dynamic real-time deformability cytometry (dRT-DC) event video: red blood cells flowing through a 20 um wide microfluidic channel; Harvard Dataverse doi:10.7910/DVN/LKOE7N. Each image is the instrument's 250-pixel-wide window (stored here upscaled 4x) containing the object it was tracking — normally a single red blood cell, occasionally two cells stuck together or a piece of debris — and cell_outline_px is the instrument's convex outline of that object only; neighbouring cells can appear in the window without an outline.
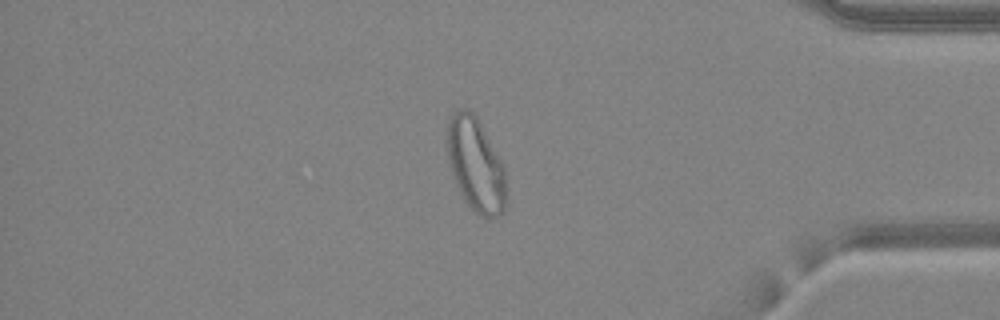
{"species": "common noctule bat (a hibernating species)", "species_latin": "Nyctalus noctula", "temperature_condition": "warm", "stored_images_in_passage": 48, "camera_frame_rate_fps": 3000, "um_per_image_px": 0.085, "animal": {"sex": "female", "body_mass_g": 24.6, "forearm_length_mm": 56.2}, "frame": {"image": 1, "passage_image": 41, "time_ms": 13.333, "image_size_px": [1000, 320], "cell_outline_px": [[504, 212], [496, 216], [480, 216], [468, 204], [460, 192], [452, 176], [448, 160], [444, 140], [444, 136], [448, 120], [452, 112], [460, 108], [468, 108], [476, 116], [504, 164]], "centroid_in_image_um": [40.36, 13.91], "position_along_channel_um": 394.8, "area_um2": 32.37}}